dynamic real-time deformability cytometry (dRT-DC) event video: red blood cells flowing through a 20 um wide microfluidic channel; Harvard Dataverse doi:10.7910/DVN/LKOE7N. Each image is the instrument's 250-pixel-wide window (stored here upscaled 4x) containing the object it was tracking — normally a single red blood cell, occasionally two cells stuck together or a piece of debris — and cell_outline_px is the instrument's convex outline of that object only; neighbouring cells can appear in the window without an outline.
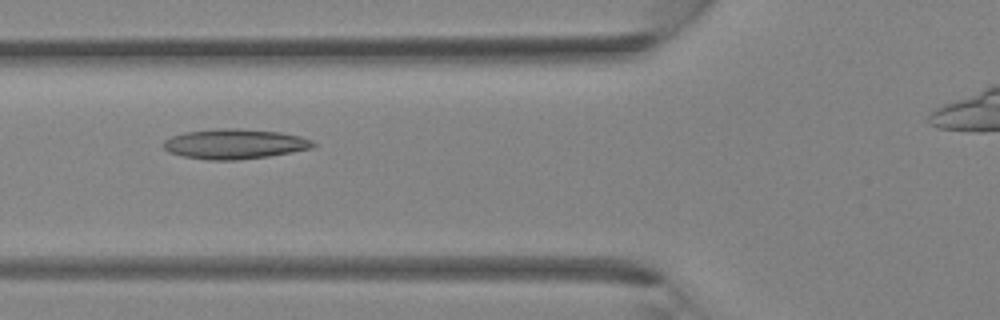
{"species": "Egyptian fruit bat (a non-hibernating species)", "species_latin": "Rousettus aegyptiacus", "temperature_condition": "room temperature", "stored_images_in_passage": 4, "camera_frame_rate_fps": 3000, "um_per_image_px": 0.085, "animal": {"sex": "female"}, "frame": {"image": 1, "passage_image": 2, "time_ms": 1.333, "image_size_px": [1000, 320], "cell_outline_px": [[316, 144], [312, 148], [292, 152], [268, 156], [236, 160], [208, 160], [184, 156], [168, 152], [164, 148], [164, 140], [172, 136], [184, 132], [220, 128], [236, 128], [280, 132], [300, 136], [312, 140]], "centroid_in_image_um": [19.95, 12.23], "position_along_channel_um": 105.9, "area_um2": 26.07}}
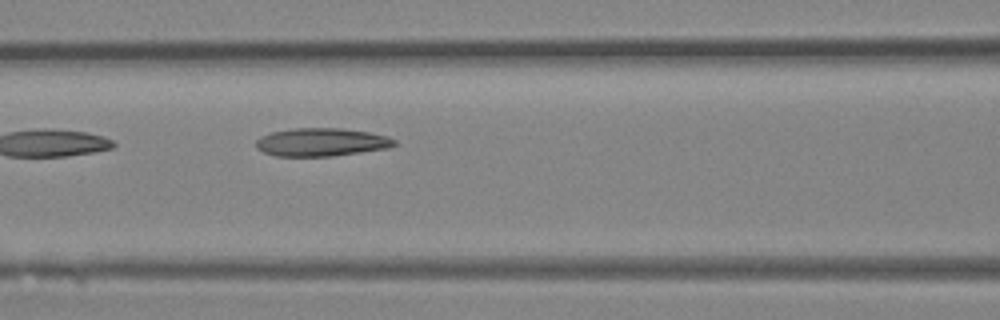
{"frame": {"image": 2, "passage_image": 4, "time_ms": 4.333, "image_size_px": [1000, 320], "cell_outline_px": [[396, 144], [388, 148], [332, 156], [276, 156], [264, 152], [256, 148], [256, 140], [260, 136], [272, 132], [292, 128], [344, 128], [368, 132], [388, 136], [396, 140]], "centroid_in_image_um": [27.31, 12.08], "position_along_channel_um": 139.3, "area_um2": 22.72}}